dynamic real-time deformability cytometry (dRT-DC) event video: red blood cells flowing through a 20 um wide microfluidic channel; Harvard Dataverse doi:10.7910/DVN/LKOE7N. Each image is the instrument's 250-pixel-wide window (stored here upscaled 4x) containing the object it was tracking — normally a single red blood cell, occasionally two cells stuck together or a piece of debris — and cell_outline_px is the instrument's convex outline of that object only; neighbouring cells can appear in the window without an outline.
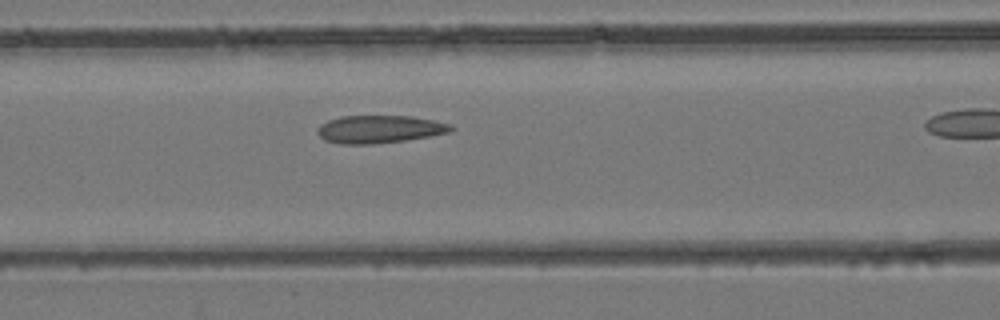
{"species": "common noctule bat (a hibernating species)", "species_latin": "Nyctalus noctula", "temperature_condition": "room temperature", "stored_images_in_passage": 21, "camera_frame_rate_fps": 3000, "um_per_image_px": 0.085, "animal": {"sex": "female", "body_mass_g": 24.6, "forearm_length_mm": 56.2}, "frame": {"image": 1, "passage_image": 10, "time_ms": 3.0, "image_size_px": [1000, 320], "cell_outline_px": [[452, 128], [448, 132], [428, 136], [404, 140], [372, 144], [340, 144], [324, 140], [316, 132], [316, 128], [320, 124], [328, 120], [340, 116], [412, 116], [432, 120], [448, 124]], "centroid_in_image_um": [32.15, 10.98], "position_along_channel_um": 134.5, "area_um2": 21.39}}
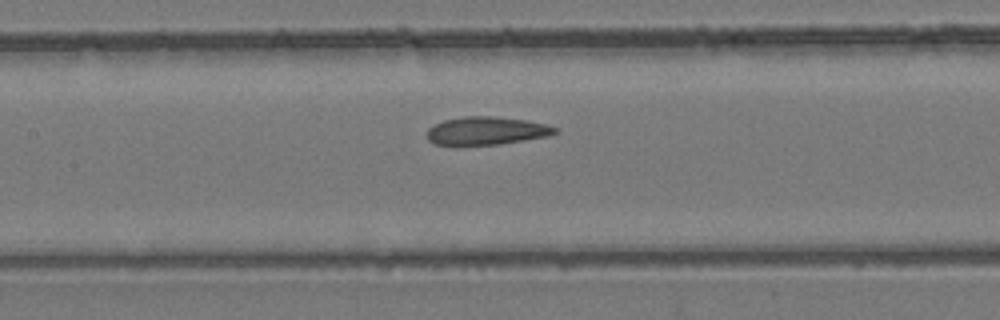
{"frame": {"image": 2, "passage_image": 12, "time_ms": 3.667, "image_size_px": [1000, 320], "cell_outline_px": [[560, 132], [548, 136], [500, 144], [436, 144], [428, 140], [428, 128], [444, 120], [464, 116], [492, 116], [524, 120], [548, 124], [556, 128]], "centroid_in_image_um": [41.4, 11.1], "position_along_channel_um": 166.0, "area_um2": 20.63}}
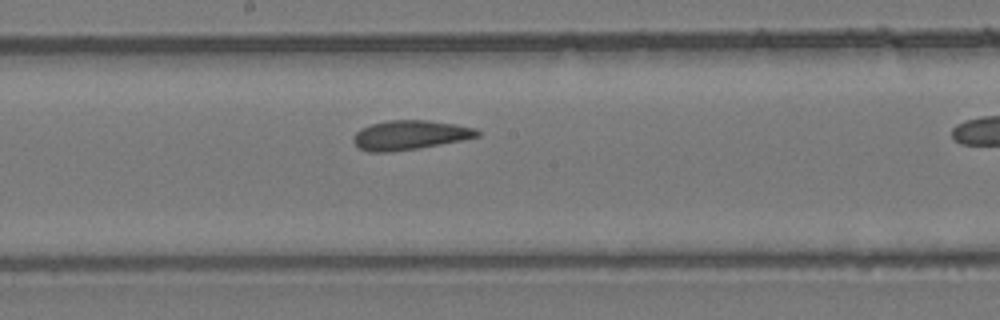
{"frame": {"image": 3, "passage_image": 15, "time_ms": 4.667, "image_size_px": [1000, 320], "cell_outline_px": [[480, 136], [420, 148], [392, 152], [368, 152], [360, 148], [352, 140], [352, 136], [360, 128], [372, 124], [388, 120], [428, 120], [456, 124], [476, 128], [480, 132]], "centroid_in_image_um": [34.82, 11.48], "position_along_channel_um": 213.4, "area_um2": 21.27}}